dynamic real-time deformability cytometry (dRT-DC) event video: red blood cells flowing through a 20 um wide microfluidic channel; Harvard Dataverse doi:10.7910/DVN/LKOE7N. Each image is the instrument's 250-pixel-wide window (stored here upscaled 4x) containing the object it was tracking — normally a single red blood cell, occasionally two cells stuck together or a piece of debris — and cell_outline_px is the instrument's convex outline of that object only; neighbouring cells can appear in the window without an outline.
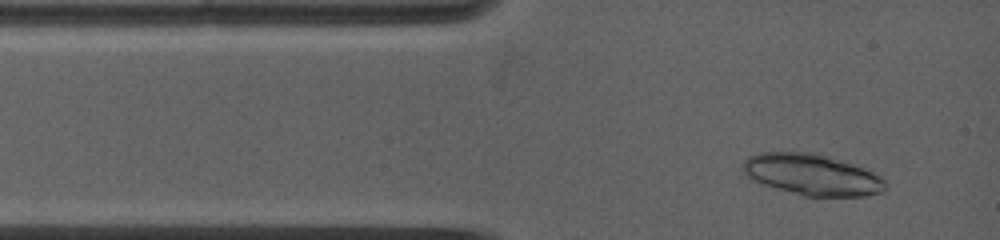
{"species": "common noctule bat (a hibernating species)", "species_latin": "Nyctalus noctula", "temperature_condition": "warm", "stored_images_in_passage": 2, "camera_frame_rate_fps": 5000, "um_per_image_px": 0.085, "animal": {"sex": "female", "body_mass_g": 19.0, "forearm_length_mm": 53.3}, "frame": {"image": 1, "passage_image": 1, "time_ms": 0.0, "image_size_px": [1000, 240], "cell_outline_px": [[888, 188], [880, 192], [864, 196], [804, 196], [764, 184], [752, 180], [740, 172], [740, 168], [744, 160], [748, 156], [760, 152], [816, 152], [864, 168], [880, 176], [888, 184]], "centroid_in_image_um": [68.98, 14.83], "position_along_channel_um": 16.0, "area_um2": 34.39}}